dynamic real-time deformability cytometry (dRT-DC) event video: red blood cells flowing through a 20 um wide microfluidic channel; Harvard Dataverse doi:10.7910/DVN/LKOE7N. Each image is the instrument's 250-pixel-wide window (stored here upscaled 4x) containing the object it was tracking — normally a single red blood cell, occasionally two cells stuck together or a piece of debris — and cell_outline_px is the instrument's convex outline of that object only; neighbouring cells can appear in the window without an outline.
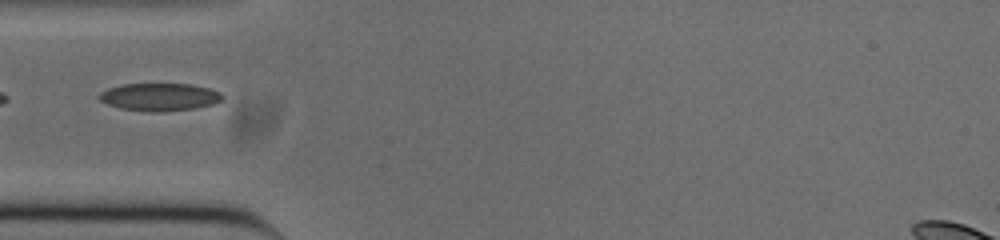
{"species": "common noctule bat (a hibernating species)", "species_latin": "Nyctalus noctula", "temperature_condition": "cold", "stored_images_in_passage": 38, "camera_frame_rate_fps": 3000, "um_per_image_px": 0.085, "animal": {"sex": "male", "body_mass_g": 20.0, "forearm_length_mm": 53.3}, "frame": {"image": 1, "passage_image": 1, "time_ms": 0.0, "image_size_px": [1000, 240], "cell_outline_px": [[224, 100], [212, 104], [192, 108], [160, 112], [148, 112], [120, 108], [108, 104], [100, 100], [96, 96], [100, 92], [108, 88], [124, 84], [192, 84], [208, 88], [220, 92], [224, 96]], "centroid_in_image_um": [13.55, 8.24], "position_along_channel_um": 71.4, "area_um2": 19.88}}
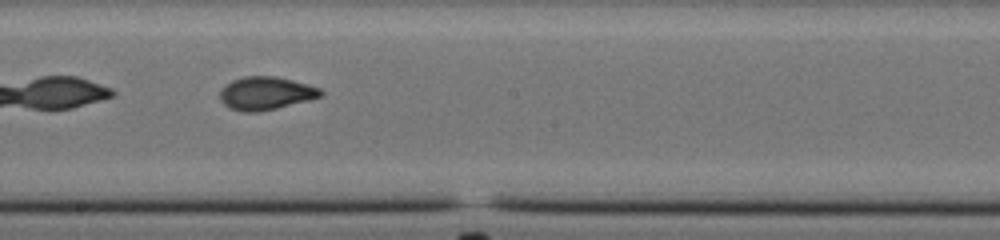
{"frame": {"image": 2, "passage_image": 13, "time_ms": 4.0, "image_size_px": [1000, 240], "cell_outline_px": [[324, 96], [260, 112], [244, 112], [228, 108], [220, 100], [220, 92], [232, 80], [244, 76], [276, 76], [308, 84], [320, 88], [324, 92]], "centroid_in_image_um": [22.62, 7.93], "position_along_channel_um": 225.6, "area_um2": 19.42}}
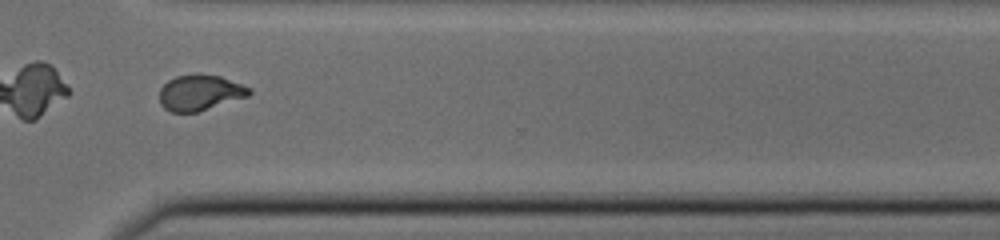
{"frame": {"image": 3, "passage_image": 23, "time_ms": 7.333, "image_size_px": [1000, 240], "cell_outline_px": [[252, 92], [248, 96], [196, 112], [172, 112], [164, 108], [160, 104], [160, 88], [168, 80], [176, 76], [196, 72], [220, 76], [252, 88]], "centroid_in_image_um": [16.99, 7.85], "position_along_channel_um": 353.6, "area_um2": 18.79}}